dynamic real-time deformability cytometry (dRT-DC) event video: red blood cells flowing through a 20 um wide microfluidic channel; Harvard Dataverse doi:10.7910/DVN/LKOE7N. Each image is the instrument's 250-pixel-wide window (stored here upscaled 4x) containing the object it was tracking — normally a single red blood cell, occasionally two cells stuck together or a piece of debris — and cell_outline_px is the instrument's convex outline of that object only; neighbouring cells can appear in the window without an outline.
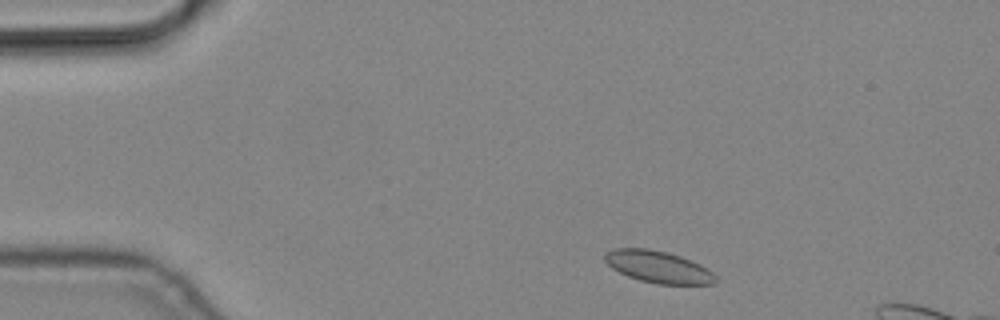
{"species": "common noctule bat (a hibernating species)", "species_latin": "Nyctalus noctula", "temperature_condition": "cold", "stored_images_in_passage": 4, "camera_frame_rate_fps": 3000, "um_per_image_px": 0.085, "animal": {"sex": "male", "body_mass_g": 19.2, "forearm_length_mm": 51.8}, "frame": {"image": 1, "passage_image": 1, "time_ms": 0.0, "image_size_px": [1000, 320], "cell_outline_px": [[716, 284], [656, 284], [640, 280], [628, 276], [612, 268], [604, 260], [604, 252], [612, 248], [648, 248], [668, 252], [692, 260], [700, 264], [712, 272], [716, 276]], "centroid_in_image_um": [55.93, 22.67], "position_along_channel_um": 29.1, "area_um2": 20.75}}